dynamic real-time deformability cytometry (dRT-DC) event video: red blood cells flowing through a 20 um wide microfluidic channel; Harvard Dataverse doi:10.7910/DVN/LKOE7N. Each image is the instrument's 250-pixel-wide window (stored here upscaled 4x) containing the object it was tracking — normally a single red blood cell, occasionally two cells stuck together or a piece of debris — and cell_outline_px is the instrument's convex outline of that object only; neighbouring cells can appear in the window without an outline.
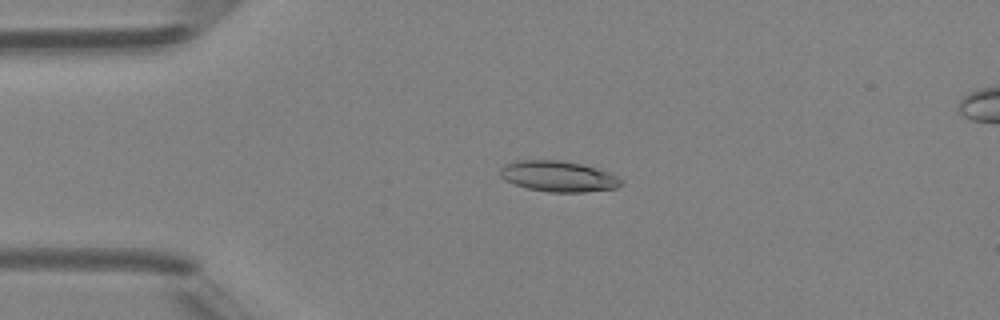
{"species": "Egyptian fruit bat (a non-hibernating species)", "species_latin": "Rousettus aegyptiacus", "temperature_condition": "room temperature", "stored_images_in_passage": 4, "camera_frame_rate_fps": 3000, "um_per_image_px": 0.085, "animal": {"sex": "female"}, "frame": {"image": 1, "passage_image": 3, "time_ms": 2.333, "image_size_px": [1000, 320], "cell_outline_px": [[624, 184], [616, 188], [584, 192], [548, 192], [528, 188], [504, 180], [500, 176], [500, 168], [504, 164], [516, 160], [560, 160], [580, 164], [608, 172], [624, 180]], "centroid_in_image_um": [47.45, 14.99], "position_along_channel_um": 37.6, "area_um2": 21.68}}